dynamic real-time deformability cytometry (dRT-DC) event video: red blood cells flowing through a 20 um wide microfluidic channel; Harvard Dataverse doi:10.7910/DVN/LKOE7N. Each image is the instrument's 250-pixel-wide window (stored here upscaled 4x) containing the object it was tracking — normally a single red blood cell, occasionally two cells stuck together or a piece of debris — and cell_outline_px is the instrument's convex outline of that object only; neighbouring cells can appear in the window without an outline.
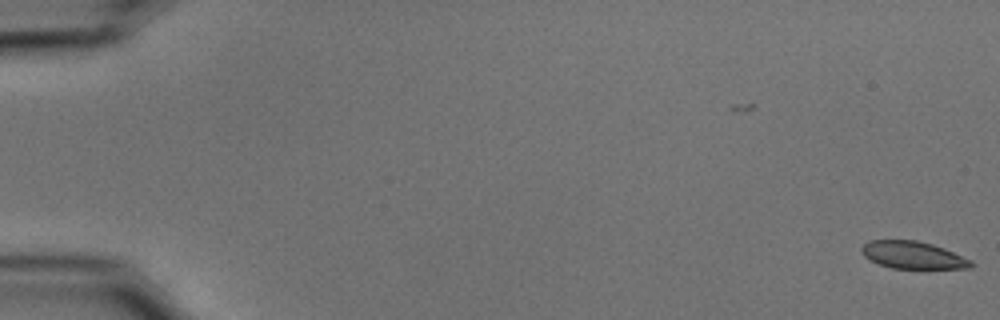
{"species": "common noctule bat (a hibernating species)", "species_latin": "Nyctalus noctula", "temperature_condition": "cold", "stored_images_in_passage": 2, "camera_frame_rate_fps": 3000, "um_per_image_px": 0.085, "animal": {"sex": "male", "body_mass_g": 15.6}, "frame": {"image": 1, "passage_image": 2, "time_ms": 0.333, "image_size_px": [1000, 320], "cell_outline_px": [[972, 268], [892, 268], [880, 264], [864, 256], [860, 252], [860, 248], [868, 240], [916, 240], [932, 244], [944, 248], [972, 260]], "centroid_in_image_um": [77.58, 21.67], "position_along_channel_um": 7.4, "area_um2": 17.34}}